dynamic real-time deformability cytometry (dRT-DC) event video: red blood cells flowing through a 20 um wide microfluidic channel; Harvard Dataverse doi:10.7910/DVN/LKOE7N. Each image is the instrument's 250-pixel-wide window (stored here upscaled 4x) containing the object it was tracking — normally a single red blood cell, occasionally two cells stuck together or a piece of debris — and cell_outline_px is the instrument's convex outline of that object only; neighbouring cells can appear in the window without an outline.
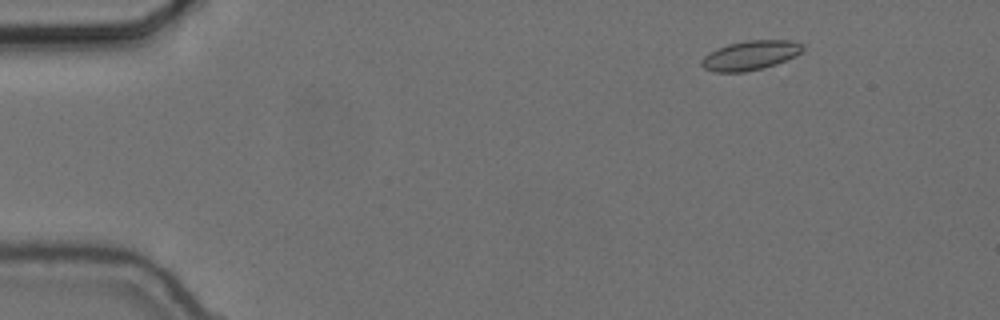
{"species": "common noctule bat (a hibernating species)", "species_latin": "Nyctalus noctula", "temperature_condition": "cold", "stored_images_in_passage": 55, "camera_frame_rate_fps": 3000, "um_per_image_px": 0.085, "animal": {"sex": "female", "body_mass_g": 24.6, "forearm_length_mm": 56.2}, "frame": {"image": 1, "passage_image": 6, "time_ms": 1.667, "image_size_px": [1000, 320], "cell_outline_px": [[804, 48], [796, 56], [776, 64], [764, 68], [744, 72], [716, 72], [704, 68], [700, 64], [700, 60], [708, 52], [716, 48], [728, 44], [748, 40], [792, 40], [804, 44]], "centroid_in_image_um": [63.77, 4.7], "position_along_channel_um": 21.2, "area_um2": 17.51}}
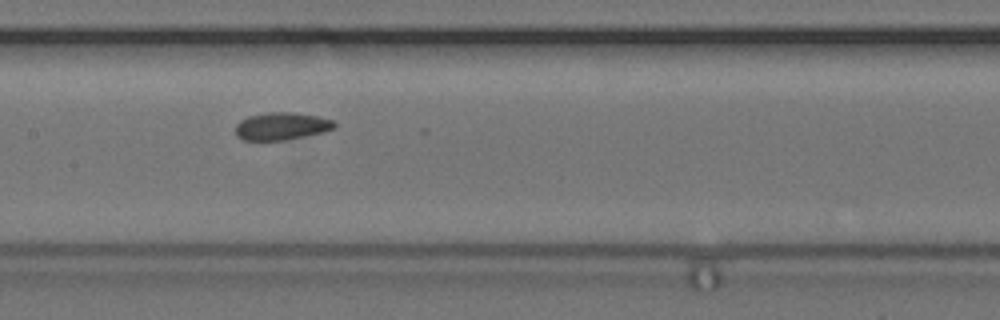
{"frame": {"image": 2, "passage_image": 27, "time_ms": 8.667, "image_size_px": [1000, 320], "cell_outline_px": [[336, 128], [324, 132], [284, 140], [244, 140], [236, 136], [236, 124], [240, 120], [248, 116], [268, 112], [296, 112], [316, 116], [332, 120], [336, 124]], "centroid_in_image_um": [23.93, 10.72], "position_along_channel_um": 183.5, "area_um2": 15.9}}
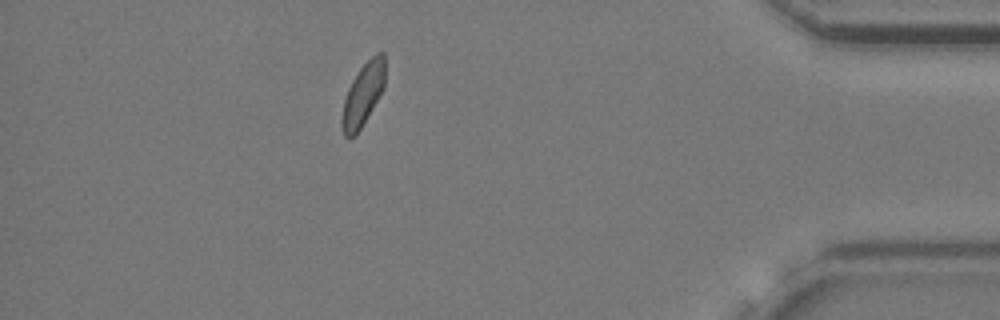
{"frame": {"image": 3, "passage_image": 49, "time_ms": 16.0, "image_size_px": [1000, 320], "cell_outline_px": [[384, 84], [376, 100], [356, 136], [348, 140], [344, 136], [340, 124], [340, 120], [344, 100], [348, 88], [352, 80], [360, 68], [376, 52], [384, 52]], "centroid_in_image_um": [30.8, 8.08], "position_along_channel_um": 404.4, "area_um2": 15.55}, "authors_computed_cell_mechanics": {"area_um2": 16.4152, "velocity_mm_per_s": 3.635, "shape_relaxation_time_tau1_ms": null, "shape_relaxation_time_tau2_ms": 5.8407, "deformation_change_tau1": null, "deformation_change_tau2": 0.0898}}